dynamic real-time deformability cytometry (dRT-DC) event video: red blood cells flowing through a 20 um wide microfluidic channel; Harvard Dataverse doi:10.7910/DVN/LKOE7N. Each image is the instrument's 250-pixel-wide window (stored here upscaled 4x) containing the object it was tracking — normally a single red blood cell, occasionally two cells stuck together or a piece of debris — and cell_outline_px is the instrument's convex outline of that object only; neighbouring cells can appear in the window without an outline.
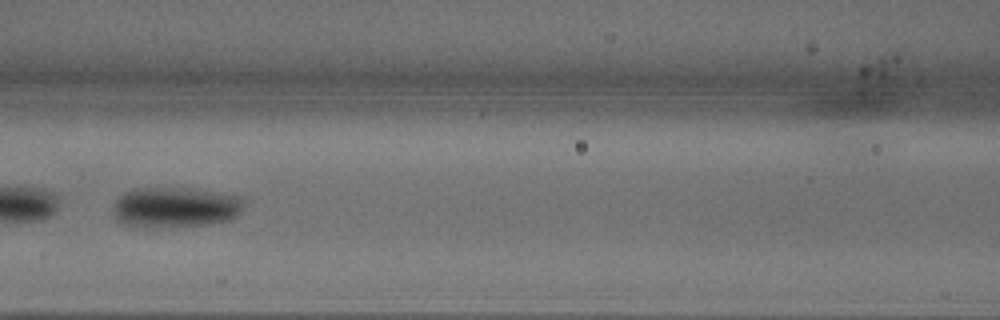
{"species": "common noctule bat (a hibernating species)", "species_latin": "Nyctalus noctula", "temperature_condition": "warm", "stored_images_in_passage": 18, "camera_frame_rate_fps": 3000, "um_per_image_px": 0.085, "animal": {"sex": "male", "body_mass_g": 18.8}, "frame": {"image": 1, "passage_image": 13, "time_ms": 4.0, "image_size_px": [1000, 320], "cell_outline_px": [[240, 212], [236, 216], [228, 220], [212, 224], [176, 228], [136, 228], [124, 224], [116, 220], [112, 212], [112, 204], [124, 192], [136, 188], [204, 188], [240, 196]], "centroid_in_image_um": [14.84, 17.64], "position_along_channel_um": 151.8, "area_um2": 31.85}}
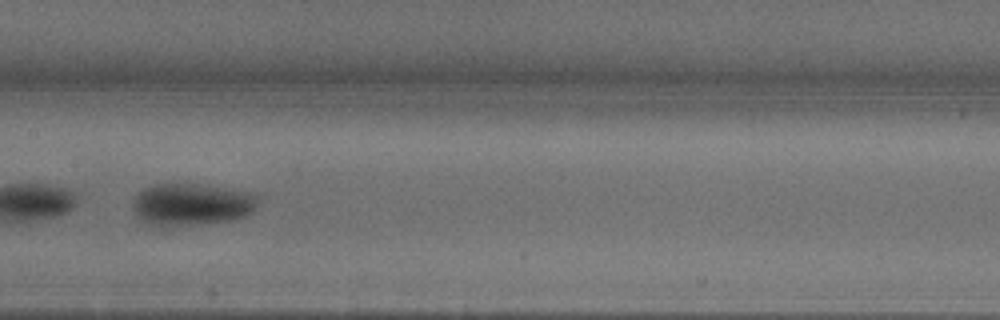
{"frame": {"image": 2, "passage_image": 16, "time_ms": 5.0, "image_size_px": [1000, 320], "cell_outline_px": [[264, 196], [260, 204], [248, 216], [232, 220], [164, 228], [148, 224], [136, 216], [132, 204], [136, 196], [144, 188], [152, 184], [192, 184], [256, 192]], "centroid_in_image_um": [16.37, 17.39], "position_along_channel_um": 191.0, "area_um2": 31.56}}